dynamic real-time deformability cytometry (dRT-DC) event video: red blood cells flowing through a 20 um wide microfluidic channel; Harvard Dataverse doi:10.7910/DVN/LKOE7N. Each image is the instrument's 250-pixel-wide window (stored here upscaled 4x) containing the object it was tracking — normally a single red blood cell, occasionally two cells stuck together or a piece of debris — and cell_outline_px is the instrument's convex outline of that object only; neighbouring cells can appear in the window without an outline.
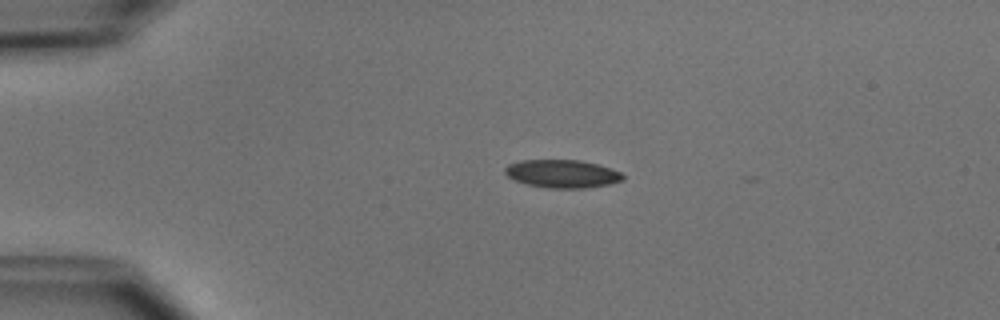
{"species": "common noctule bat (a hibernating species)", "species_latin": "Nyctalus noctula", "temperature_condition": "cold", "stored_images_in_passage": 4, "camera_frame_rate_fps": 3000, "um_per_image_px": 0.085, "animal": {"sex": "male", "body_mass_g": 15.6}, "frame": {"image": 1, "passage_image": 3, "time_ms": 2.333, "image_size_px": [1000, 320], "cell_outline_px": [[624, 180], [608, 184], [584, 188], [548, 188], [528, 184], [512, 180], [504, 172], [504, 168], [508, 164], [520, 160], [580, 160], [612, 168], [620, 172], [624, 176]], "centroid_in_image_um": [47.77, 14.76], "position_along_channel_um": 37.2, "area_um2": 19.31}}